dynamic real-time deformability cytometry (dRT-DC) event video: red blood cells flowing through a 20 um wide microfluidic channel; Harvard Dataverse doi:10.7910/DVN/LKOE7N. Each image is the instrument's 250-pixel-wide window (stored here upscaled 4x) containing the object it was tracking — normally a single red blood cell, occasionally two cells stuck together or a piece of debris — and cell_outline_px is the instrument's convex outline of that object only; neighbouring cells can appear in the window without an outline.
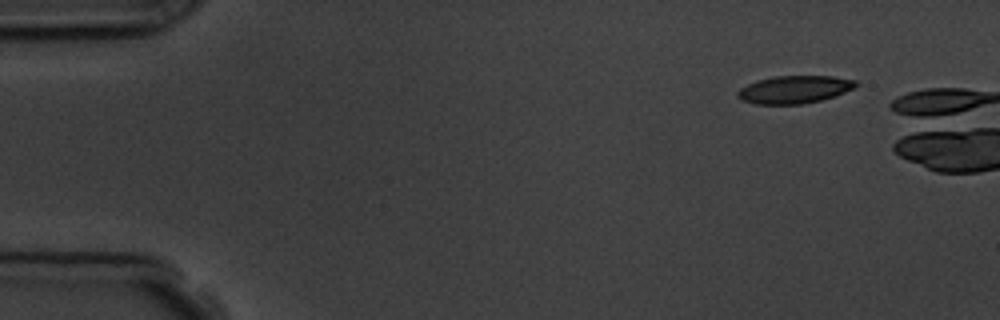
{"species": "common noctule bat (a hibernating species)", "species_latin": "Nyctalus noctula", "temperature_condition": "room temperature", "stored_images_in_passage": 3, "camera_frame_rate_fps": 3000, "um_per_image_px": 0.085, "animal": {"sex": "male", "body_mass_g": 19.5, "forearm_length_mm": 54.6}, "frame": {"image": 1, "passage_image": 1, "time_ms": 0.0, "image_size_px": [1000, 320], "cell_outline_px": [[860, 84], [856, 88], [836, 96], [804, 104], [756, 104], [740, 100], [736, 96], [736, 92], [740, 88], [748, 84], [760, 80], [776, 76], [832, 76], [856, 80]], "centroid_in_image_um": [67.56, 7.61], "position_along_channel_um": 17.4, "area_um2": 19.25}}